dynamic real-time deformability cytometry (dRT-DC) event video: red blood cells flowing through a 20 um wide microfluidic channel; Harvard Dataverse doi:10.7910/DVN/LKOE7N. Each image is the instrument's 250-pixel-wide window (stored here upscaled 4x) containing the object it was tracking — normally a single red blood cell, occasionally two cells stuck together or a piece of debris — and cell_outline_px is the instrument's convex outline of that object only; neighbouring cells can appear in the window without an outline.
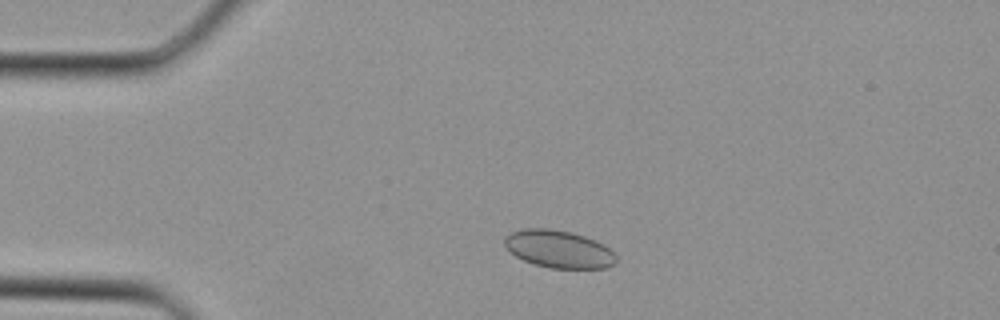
{"species": "Egyptian fruit bat (a non-hibernating species)", "species_latin": "Rousettus aegyptiacus", "temperature_condition": "cold", "stored_images_in_passage": 34, "camera_frame_rate_fps": 3000, "um_per_image_px": 0.085, "animal": {"sex": "female"}, "frame": {"image": 1, "passage_image": 5, "time_ms": 1.333, "image_size_px": [1000, 320], "cell_outline_px": [[616, 264], [604, 268], [552, 268], [532, 264], [516, 256], [504, 244], [504, 236], [512, 232], [524, 228], [548, 228], [572, 232], [584, 236], [604, 244], [616, 256]], "centroid_in_image_um": [47.49, 21.17], "position_along_channel_um": 37.5, "area_um2": 24.39}}
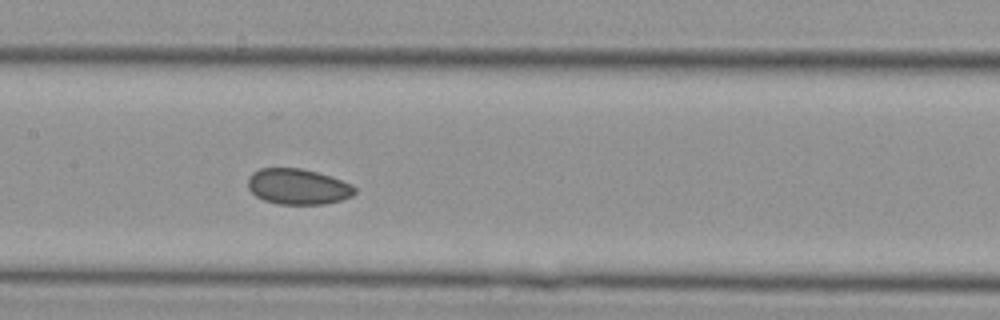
{"frame": {"image": 2, "passage_image": 15, "time_ms": 4.667, "image_size_px": [1000, 320], "cell_outline_px": [[356, 192], [352, 196], [340, 200], [324, 204], [276, 204], [264, 200], [256, 196], [248, 188], [248, 176], [252, 172], [260, 168], [300, 168], [332, 176], [352, 184], [356, 188]], "centroid_in_image_um": [25.32, 15.86], "position_along_channel_um": 182.1, "area_um2": 22.37}}
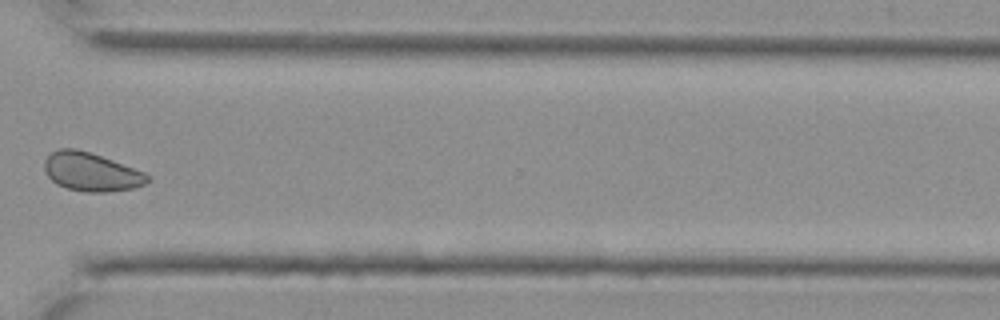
{"frame": {"image": 3, "passage_image": 25, "time_ms": 8.0, "image_size_px": [1000, 320], "cell_outline_px": [[152, 180], [136, 188], [104, 192], [84, 192], [68, 188], [56, 184], [48, 176], [44, 168], [44, 160], [52, 152], [60, 148], [76, 148], [112, 160], [144, 172], [152, 176]], "centroid_in_image_um": [7.77, 14.62], "position_along_channel_um": 362.8, "area_um2": 23.12}}